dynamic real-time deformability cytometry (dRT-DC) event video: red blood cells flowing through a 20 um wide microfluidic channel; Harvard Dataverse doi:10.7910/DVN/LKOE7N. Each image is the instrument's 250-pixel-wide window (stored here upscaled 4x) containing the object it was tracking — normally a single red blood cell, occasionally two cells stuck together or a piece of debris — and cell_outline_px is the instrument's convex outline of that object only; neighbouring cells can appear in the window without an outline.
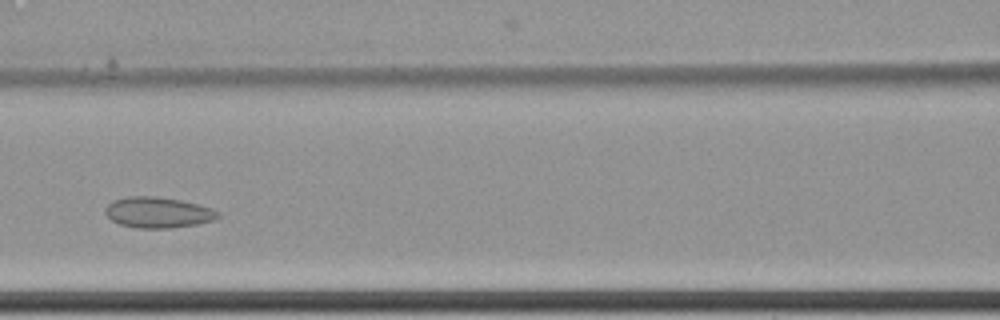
{"species": "common noctule bat (a hibernating species)", "species_latin": "Nyctalus noctula", "temperature_condition": "cold", "stored_images_in_passage": 7, "camera_frame_rate_fps": 3000, "um_per_image_px": 0.085, "animal": {"sex": "female", "body_mass_g": 22.7, "forearm_length_mm": 54.2}, "frame": {"image": 1, "passage_image": 5, "time_ms": 1.333, "image_size_px": [1000, 320], "cell_outline_px": [[220, 216], [212, 220], [196, 224], [168, 228], [136, 228], [120, 224], [112, 220], [104, 212], [104, 208], [112, 200], [128, 196], [152, 196], [180, 200], [212, 208], [220, 212]], "centroid_in_image_um": [13.4, 18.05], "position_along_channel_um": 153.2, "area_um2": 20.11}}
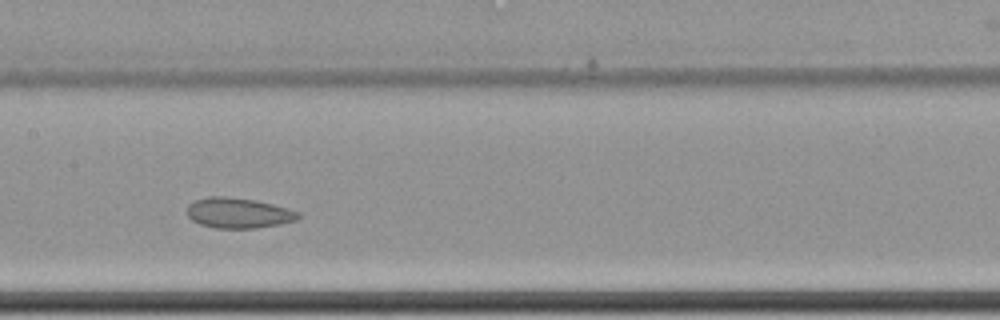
{"frame": {"image": 2, "passage_image": 6, "time_ms": 1.667, "image_size_px": [1000, 320], "cell_outline_px": [[300, 216], [296, 220], [280, 224], [256, 228], [212, 228], [200, 224], [192, 220], [188, 216], [188, 204], [196, 200], [208, 196], [224, 196], [256, 200], [288, 208], [300, 212]], "centroid_in_image_um": [20.27, 18.1], "position_along_channel_um": 187.1, "area_um2": 19.71}}
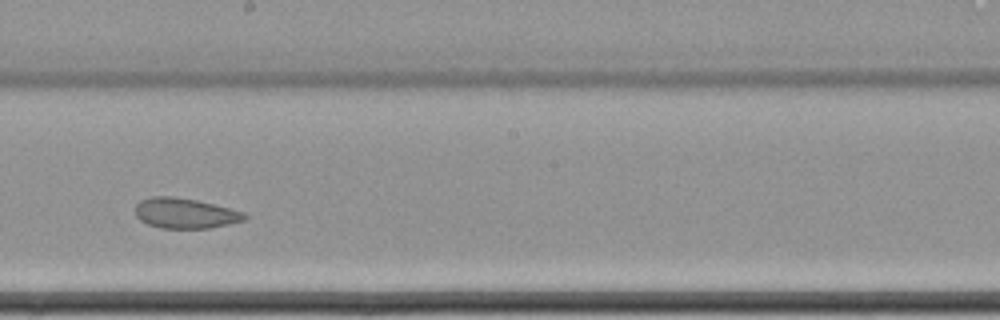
{"frame": {"image": 3, "passage_image": 7, "time_ms": 2.0, "image_size_px": [1000, 320], "cell_outline_px": [[248, 216], [244, 220], [212, 228], [160, 228], [148, 224], [140, 220], [136, 216], [136, 204], [140, 200], [152, 196], [172, 196], [196, 200], [244, 212]], "centroid_in_image_um": [15.71, 18.13], "position_along_channel_um": 232.5, "area_um2": 19.19}}